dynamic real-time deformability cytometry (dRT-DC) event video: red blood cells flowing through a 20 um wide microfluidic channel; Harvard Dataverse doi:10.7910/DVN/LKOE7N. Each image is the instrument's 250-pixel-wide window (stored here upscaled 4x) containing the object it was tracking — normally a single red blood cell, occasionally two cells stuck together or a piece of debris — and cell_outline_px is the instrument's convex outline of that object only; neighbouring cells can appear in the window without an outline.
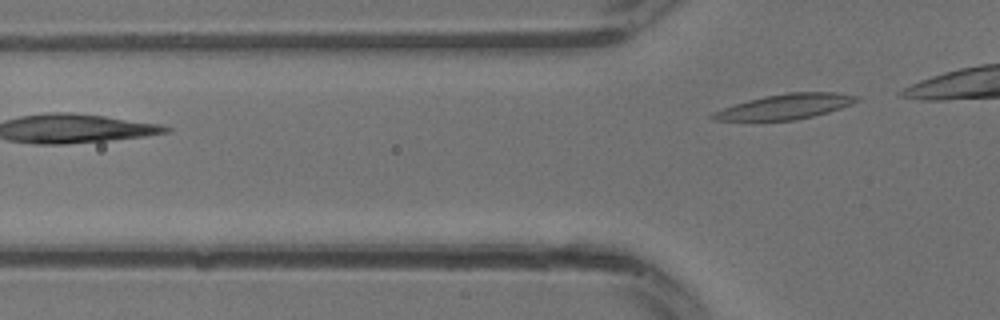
{"species": "common noctule bat (a hibernating species)", "species_latin": "Nyctalus noctula", "temperature_condition": "warm", "stored_images_in_passage": 3, "camera_frame_rate_fps": 3000, "um_per_image_px": 0.085, "animal": {"sex": "male", "body_mass_g": 13.3}, "frame": {"image": 1, "passage_image": 3, "time_ms": 0.667, "image_size_px": [1000, 320], "cell_outline_px": [[860, 100], [852, 104], [828, 112], [796, 120], [712, 120], [708, 116], [724, 108], [748, 100], [764, 96], [788, 92], [836, 92], [860, 96]], "centroid_in_image_um": [66.81, 9.05], "position_along_channel_um": 59.0, "area_um2": 20.87}}